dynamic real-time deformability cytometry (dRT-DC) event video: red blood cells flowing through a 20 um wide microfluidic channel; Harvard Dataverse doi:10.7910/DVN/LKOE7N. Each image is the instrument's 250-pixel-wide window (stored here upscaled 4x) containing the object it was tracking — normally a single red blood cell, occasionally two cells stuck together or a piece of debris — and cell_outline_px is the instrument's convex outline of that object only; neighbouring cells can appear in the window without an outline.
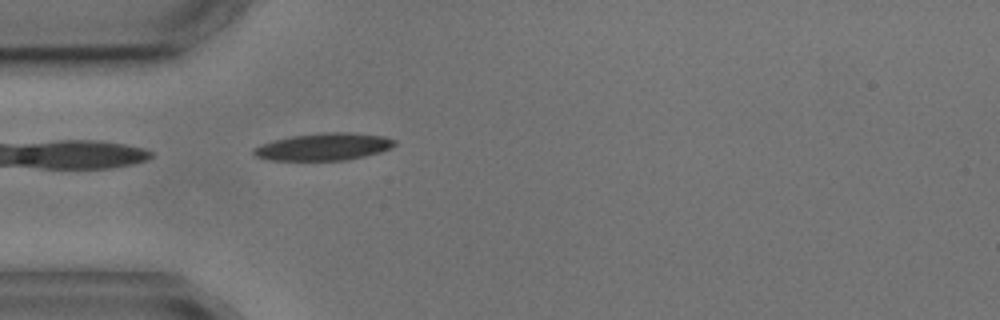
{"species": "common noctule bat (a hibernating species)", "species_latin": "Nyctalus noctula", "temperature_condition": "cold", "stored_images_in_passage": 4, "camera_frame_rate_fps": 3000, "um_per_image_px": 0.085, "animal": {"sex": "male", "body_mass_g": 17.9, "forearm_length_mm": 54.2}, "frame": {"image": 1, "passage_image": 4, "time_ms": 3.667, "image_size_px": [1000, 320], "cell_outline_px": [[396, 144], [392, 148], [380, 152], [364, 156], [344, 160], [268, 160], [256, 156], [252, 152], [252, 148], [260, 144], [272, 140], [292, 136], [324, 132], [352, 132], [384, 136], [396, 140]], "centroid_in_image_um": [27.51, 12.46], "position_along_channel_um": 57.5, "area_um2": 22.54}}